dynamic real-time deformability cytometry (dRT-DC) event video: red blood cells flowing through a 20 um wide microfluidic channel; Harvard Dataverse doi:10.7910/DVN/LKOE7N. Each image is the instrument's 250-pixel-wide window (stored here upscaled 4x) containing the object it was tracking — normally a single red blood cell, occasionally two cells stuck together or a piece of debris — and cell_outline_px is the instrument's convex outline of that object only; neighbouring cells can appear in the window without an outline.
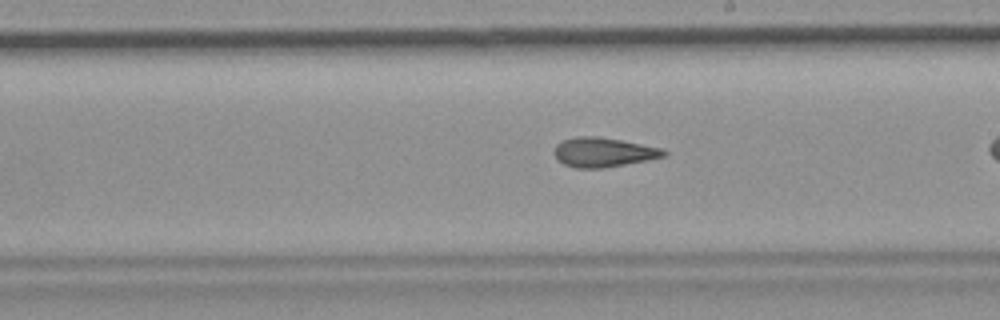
{"species": "common noctule bat (a hibernating species)", "species_latin": "Nyctalus noctula", "temperature_condition": "room temperature", "stored_images_in_passage": 26, "camera_frame_rate_fps": 3000, "um_per_image_px": 0.085, "animal": {"sex": "female", "body_mass_g": 19.9}, "frame": {"image": 1, "passage_image": 15, "time_ms": 4.667, "image_size_px": [1000, 320], "cell_outline_px": [[668, 156], [648, 160], [604, 168], [576, 168], [564, 164], [556, 160], [552, 152], [556, 144], [564, 140], [576, 136], [596, 136], [620, 140], [664, 148], [668, 152]], "centroid_in_image_um": [51.29, 12.95], "position_along_channel_um": 237.7, "area_um2": 19.07}}